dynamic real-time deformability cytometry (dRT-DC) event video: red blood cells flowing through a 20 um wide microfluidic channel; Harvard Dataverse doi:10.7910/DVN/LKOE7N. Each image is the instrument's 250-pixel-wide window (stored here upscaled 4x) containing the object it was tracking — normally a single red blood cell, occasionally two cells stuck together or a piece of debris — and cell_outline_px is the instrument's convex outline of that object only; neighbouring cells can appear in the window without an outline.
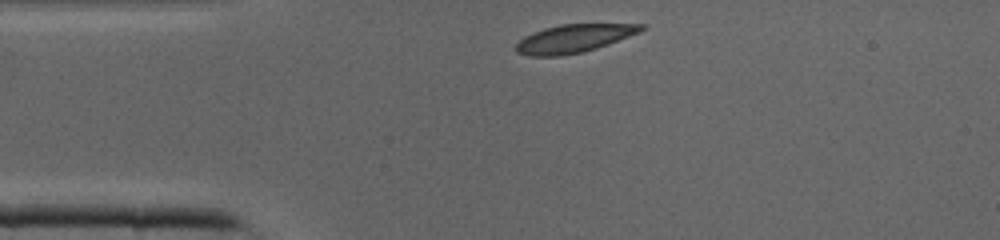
{"species": "common noctule bat (a hibernating species)", "species_latin": "Nyctalus noctula", "temperature_condition": "cold", "stored_images_in_passage": 27, "camera_frame_rate_fps": 3000, "um_per_image_px": 0.085, "animal": {"sex": "male", "body_mass_g": 19.0, "forearm_length_mm": 50.8}, "frame": {"image": 1, "passage_image": 1, "time_ms": 0.0, "image_size_px": [1000, 240], "cell_outline_px": [[644, 28], [640, 32], [608, 44], [596, 48], [580, 52], [560, 56], [532, 56], [516, 52], [516, 44], [524, 36], [544, 28], [560, 24], [644, 24]], "centroid_in_image_um": [48.76, 3.27], "position_along_channel_um": 36.2, "area_um2": 20.29}}
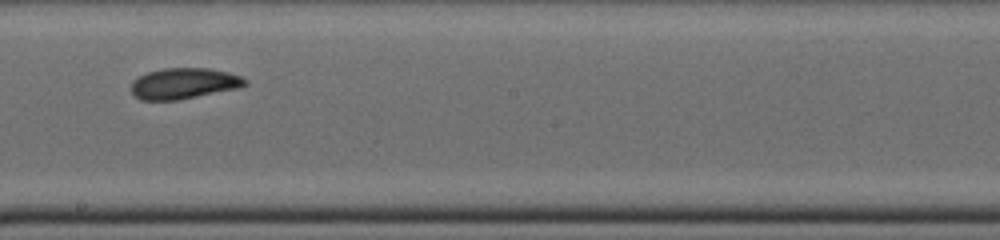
{"frame": {"image": 2, "passage_image": 15, "time_ms": 4.667, "image_size_px": [1000, 240], "cell_outline_px": [[248, 84], [236, 88], [176, 100], [140, 100], [132, 92], [132, 80], [148, 72], [164, 68], [208, 68], [228, 72], [240, 76], [248, 80]], "centroid_in_image_um": [15.62, 7.08], "position_along_channel_um": 232.6, "area_um2": 20.23}}
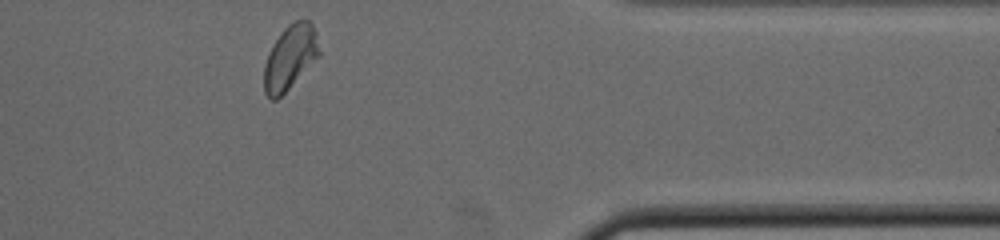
{"frame": {"image": 3, "passage_image": 26, "time_ms": 8.333, "image_size_px": [1000, 240], "cell_outline_px": [[320, 56], [276, 100], [272, 100], [264, 92], [264, 68], [268, 52], [272, 44], [280, 32], [288, 24], [296, 20], [308, 20], [312, 24], [316, 32], [320, 52]], "centroid_in_image_um": [24.65, 4.85], "position_along_channel_um": 386.7, "area_um2": 20.63}}